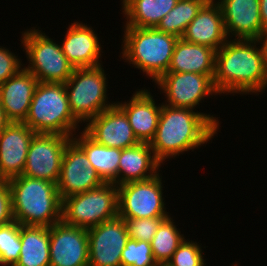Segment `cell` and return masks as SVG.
Returning <instances> with one entry per match:
<instances>
[{
  "label": "cell",
  "mask_w": 267,
  "mask_h": 266,
  "mask_svg": "<svg viewBox=\"0 0 267 266\" xmlns=\"http://www.w3.org/2000/svg\"><path fill=\"white\" fill-rule=\"evenodd\" d=\"M14 220L20 225L50 227L62 220L57 184L20 175L7 180Z\"/></svg>",
  "instance_id": "cell-3"
},
{
  "label": "cell",
  "mask_w": 267,
  "mask_h": 266,
  "mask_svg": "<svg viewBox=\"0 0 267 266\" xmlns=\"http://www.w3.org/2000/svg\"><path fill=\"white\" fill-rule=\"evenodd\" d=\"M89 266H121L129 239L124 218L117 216L87 230Z\"/></svg>",
  "instance_id": "cell-12"
},
{
  "label": "cell",
  "mask_w": 267,
  "mask_h": 266,
  "mask_svg": "<svg viewBox=\"0 0 267 266\" xmlns=\"http://www.w3.org/2000/svg\"><path fill=\"white\" fill-rule=\"evenodd\" d=\"M102 66L74 68L72 76L64 84L70 111L80 123L88 122L116 104L108 101L107 74Z\"/></svg>",
  "instance_id": "cell-6"
},
{
  "label": "cell",
  "mask_w": 267,
  "mask_h": 266,
  "mask_svg": "<svg viewBox=\"0 0 267 266\" xmlns=\"http://www.w3.org/2000/svg\"><path fill=\"white\" fill-rule=\"evenodd\" d=\"M162 175L118 186V216L121 218L170 217L163 197Z\"/></svg>",
  "instance_id": "cell-9"
},
{
  "label": "cell",
  "mask_w": 267,
  "mask_h": 266,
  "mask_svg": "<svg viewBox=\"0 0 267 266\" xmlns=\"http://www.w3.org/2000/svg\"><path fill=\"white\" fill-rule=\"evenodd\" d=\"M155 103L147 89L135 91L130 101L116 103L125 112L140 142L150 143L155 136L162 108V104Z\"/></svg>",
  "instance_id": "cell-21"
},
{
  "label": "cell",
  "mask_w": 267,
  "mask_h": 266,
  "mask_svg": "<svg viewBox=\"0 0 267 266\" xmlns=\"http://www.w3.org/2000/svg\"><path fill=\"white\" fill-rule=\"evenodd\" d=\"M157 266H170L168 264H157Z\"/></svg>",
  "instance_id": "cell-38"
},
{
  "label": "cell",
  "mask_w": 267,
  "mask_h": 266,
  "mask_svg": "<svg viewBox=\"0 0 267 266\" xmlns=\"http://www.w3.org/2000/svg\"><path fill=\"white\" fill-rule=\"evenodd\" d=\"M256 39H228L216 51L213 83L219 95L258 94L267 88L262 45Z\"/></svg>",
  "instance_id": "cell-1"
},
{
  "label": "cell",
  "mask_w": 267,
  "mask_h": 266,
  "mask_svg": "<svg viewBox=\"0 0 267 266\" xmlns=\"http://www.w3.org/2000/svg\"><path fill=\"white\" fill-rule=\"evenodd\" d=\"M23 123L36 134L76 135L80 122L70 111L64 83L38 82Z\"/></svg>",
  "instance_id": "cell-5"
},
{
  "label": "cell",
  "mask_w": 267,
  "mask_h": 266,
  "mask_svg": "<svg viewBox=\"0 0 267 266\" xmlns=\"http://www.w3.org/2000/svg\"><path fill=\"white\" fill-rule=\"evenodd\" d=\"M71 24L67 28L63 43L60 44L68 62L74 68L100 66L102 47L93 28L78 21Z\"/></svg>",
  "instance_id": "cell-18"
},
{
  "label": "cell",
  "mask_w": 267,
  "mask_h": 266,
  "mask_svg": "<svg viewBox=\"0 0 267 266\" xmlns=\"http://www.w3.org/2000/svg\"><path fill=\"white\" fill-rule=\"evenodd\" d=\"M21 250L14 266H50L49 227L20 225Z\"/></svg>",
  "instance_id": "cell-25"
},
{
  "label": "cell",
  "mask_w": 267,
  "mask_h": 266,
  "mask_svg": "<svg viewBox=\"0 0 267 266\" xmlns=\"http://www.w3.org/2000/svg\"><path fill=\"white\" fill-rule=\"evenodd\" d=\"M118 216V186H102L62 200V221L67 225L90 229Z\"/></svg>",
  "instance_id": "cell-7"
},
{
  "label": "cell",
  "mask_w": 267,
  "mask_h": 266,
  "mask_svg": "<svg viewBox=\"0 0 267 266\" xmlns=\"http://www.w3.org/2000/svg\"><path fill=\"white\" fill-rule=\"evenodd\" d=\"M215 62V49L179 38L174 47L168 72L214 75Z\"/></svg>",
  "instance_id": "cell-23"
},
{
  "label": "cell",
  "mask_w": 267,
  "mask_h": 266,
  "mask_svg": "<svg viewBox=\"0 0 267 266\" xmlns=\"http://www.w3.org/2000/svg\"><path fill=\"white\" fill-rule=\"evenodd\" d=\"M35 134L25 123L10 122L3 130L0 134V180L22 175Z\"/></svg>",
  "instance_id": "cell-16"
},
{
  "label": "cell",
  "mask_w": 267,
  "mask_h": 266,
  "mask_svg": "<svg viewBox=\"0 0 267 266\" xmlns=\"http://www.w3.org/2000/svg\"><path fill=\"white\" fill-rule=\"evenodd\" d=\"M21 44L29 61L23 66L38 82L66 83L74 67L68 62L61 46L38 29H28L22 34Z\"/></svg>",
  "instance_id": "cell-8"
},
{
  "label": "cell",
  "mask_w": 267,
  "mask_h": 266,
  "mask_svg": "<svg viewBox=\"0 0 267 266\" xmlns=\"http://www.w3.org/2000/svg\"><path fill=\"white\" fill-rule=\"evenodd\" d=\"M122 59L156 82L168 72L178 37L155 27H124Z\"/></svg>",
  "instance_id": "cell-4"
},
{
  "label": "cell",
  "mask_w": 267,
  "mask_h": 266,
  "mask_svg": "<svg viewBox=\"0 0 267 266\" xmlns=\"http://www.w3.org/2000/svg\"><path fill=\"white\" fill-rule=\"evenodd\" d=\"M37 84L38 79L24 67L0 84V104L10 122L25 121Z\"/></svg>",
  "instance_id": "cell-19"
},
{
  "label": "cell",
  "mask_w": 267,
  "mask_h": 266,
  "mask_svg": "<svg viewBox=\"0 0 267 266\" xmlns=\"http://www.w3.org/2000/svg\"><path fill=\"white\" fill-rule=\"evenodd\" d=\"M85 124L83 130L104 146L122 150L140 143L125 112L117 104L102 111Z\"/></svg>",
  "instance_id": "cell-15"
},
{
  "label": "cell",
  "mask_w": 267,
  "mask_h": 266,
  "mask_svg": "<svg viewBox=\"0 0 267 266\" xmlns=\"http://www.w3.org/2000/svg\"><path fill=\"white\" fill-rule=\"evenodd\" d=\"M178 0H122L125 27L153 28L176 5Z\"/></svg>",
  "instance_id": "cell-26"
},
{
  "label": "cell",
  "mask_w": 267,
  "mask_h": 266,
  "mask_svg": "<svg viewBox=\"0 0 267 266\" xmlns=\"http://www.w3.org/2000/svg\"><path fill=\"white\" fill-rule=\"evenodd\" d=\"M168 217L156 218H124L127 233L130 239L151 242L160 224Z\"/></svg>",
  "instance_id": "cell-31"
},
{
  "label": "cell",
  "mask_w": 267,
  "mask_h": 266,
  "mask_svg": "<svg viewBox=\"0 0 267 266\" xmlns=\"http://www.w3.org/2000/svg\"><path fill=\"white\" fill-rule=\"evenodd\" d=\"M78 135L77 137L73 135L72 140L85 152L101 180L104 183H113L118 186L121 149L97 143L84 130Z\"/></svg>",
  "instance_id": "cell-24"
},
{
  "label": "cell",
  "mask_w": 267,
  "mask_h": 266,
  "mask_svg": "<svg viewBox=\"0 0 267 266\" xmlns=\"http://www.w3.org/2000/svg\"><path fill=\"white\" fill-rule=\"evenodd\" d=\"M259 40H260V44L263 47L265 64H266V69H267V30H265V32L262 34Z\"/></svg>",
  "instance_id": "cell-37"
},
{
  "label": "cell",
  "mask_w": 267,
  "mask_h": 266,
  "mask_svg": "<svg viewBox=\"0 0 267 266\" xmlns=\"http://www.w3.org/2000/svg\"><path fill=\"white\" fill-rule=\"evenodd\" d=\"M10 121L7 119L4 109L0 104V134L8 126Z\"/></svg>",
  "instance_id": "cell-36"
},
{
  "label": "cell",
  "mask_w": 267,
  "mask_h": 266,
  "mask_svg": "<svg viewBox=\"0 0 267 266\" xmlns=\"http://www.w3.org/2000/svg\"><path fill=\"white\" fill-rule=\"evenodd\" d=\"M221 8L228 39L259 40L265 30L260 17V0H216ZM231 33V34H230Z\"/></svg>",
  "instance_id": "cell-17"
},
{
  "label": "cell",
  "mask_w": 267,
  "mask_h": 266,
  "mask_svg": "<svg viewBox=\"0 0 267 266\" xmlns=\"http://www.w3.org/2000/svg\"><path fill=\"white\" fill-rule=\"evenodd\" d=\"M213 78L214 75L167 72L155 82V85L165 93L167 101L163 104L194 110L205 97L219 94Z\"/></svg>",
  "instance_id": "cell-10"
},
{
  "label": "cell",
  "mask_w": 267,
  "mask_h": 266,
  "mask_svg": "<svg viewBox=\"0 0 267 266\" xmlns=\"http://www.w3.org/2000/svg\"><path fill=\"white\" fill-rule=\"evenodd\" d=\"M161 165L163 164L157 160L149 143L140 142L122 149L118 166V186L153 178L159 174Z\"/></svg>",
  "instance_id": "cell-22"
},
{
  "label": "cell",
  "mask_w": 267,
  "mask_h": 266,
  "mask_svg": "<svg viewBox=\"0 0 267 266\" xmlns=\"http://www.w3.org/2000/svg\"><path fill=\"white\" fill-rule=\"evenodd\" d=\"M182 38L191 43L208 46L216 51L228 40L223 15L215 0H208L187 26Z\"/></svg>",
  "instance_id": "cell-20"
},
{
  "label": "cell",
  "mask_w": 267,
  "mask_h": 266,
  "mask_svg": "<svg viewBox=\"0 0 267 266\" xmlns=\"http://www.w3.org/2000/svg\"><path fill=\"white\" fill-rule=\"evenodd\" d=\"M21 250L20 224L12 221L0 226V265L14 266Z\"/></svg>",
  "instance_id": "cell-29"
},
{
  "label": "cell",
  "mask_w": 267,
  "mask_h": 266,
  "mask_svg": "<svg viewBox=\"0 0 267 266\" xmlns=\"http://www.w3.org/2000/svg\"><path fill=\"white\" fill-rule=\"evenodd\" d=\"M6 47L0 46V84L4 83L14 74H16L22 67L21 58L15 56Z\"/></svg>",
  "instance_id": "cell-33"
},
{
  "label": "cell",
  "mask_w": 267,
  "mask_h": 266,
  "mask_svg": "<svg viewBox=\"0 0 267 266\" xmlns=\"http://www.w3.org/2000/svg\"><path fill=\"white\" fill-rule=\"evenodd\" d=\"M219 124L218 117L213 115L162 103L158 127L149 144L162 164L168 158L208 143L217 134Z\"/></svg>",
  "instance_id": "cell-2"
},
{
  "label": "cell",
  "mask_w": 267,
  "mask_h": 266,
  "mask_svg": "<svg viewBox=\"0 0 267 266\" xmlns=\"http://www.w3.org/2000/svg\"><path fill=\"white\" fill-rule=\"evenodd\" d=\"M259 8L262 28L267 30V0H260Z\"/></svg>",
  "instance_id": "cell-35"
},
{
  "label": "cell",
  "mask_w": 267,
  "mask_h": 266,
  "mask_svg": "<svg viewBox=\"0 0 267 266\" xmlns=\"http://www.w3.org/2000/svg\"><path fill=\"white\" fill-rule=\"evenodd\" d=\"M207 1L178 0L175 7L161 19L155 28L161 32L182 38L187 26Z\"/></svg>",
  "instance_id": "cell-27"
},
{
  "label": "cell",
  "mask_w": 267,
  "mask_h": 266,
  "mask_svg": "<svg viewBox=\"0 0 267 266\" xmlns=\"http://www.w3.org/2000/svg\"><path fill=\"white\" fill-rule=\"evenodd\" d=\"M50 266H89L88 232L62 220L49 227Z\"/></svg>",
  "instance_id": "cell-14"
},
{
  "label": "cell",
  "mask_w": 267,
  "mask_h": 266,
  "mask_svg": "<svg viewBox=\"0 0 267 266\" xmlns=\"http://www.w3.org/2000/svg\"><path fill=\"white\" fill-rule=\"evenodd\" d=\"M14 221L11 190L7 181L0 180V226Z\"/></svg>",
  "instance_id": "cell-34"
},
{
  "label": "cell",
  "mask_w": 267,
  "mask_h": 266,
  "mask_svg": "<svg viewBox=\"0 0 267 266\" xmlns=\"http://www.w3.org/2000/svg\"><path fill=\"white\" fill-rule=\"evenodd\" d=\"M72 137L57 134H35L30 141L22 175L58 182L64 149Z\"/></svg>",
  "instance_id": "cell-11"
},
{
  "label": "cell",
  "mask_w": 267,
  "mask_h": 266,
  "mask_svg": "<svg viewBox=\"0 0 267 266\" xmlns=\"http://www.w3.org/2000/svg\"><path fill=\"white\" fill-rule=\"evenodd\" d=\"M121 266H157L150 243L129 238L122 251Z\"/></svg>",
  "instance_id": "cell-30"
},
{
  "label": "cell",
  "mask_w": 267,
  "mask_h": 266,
  "mask_svg": "<svg viewBox=\"0 0 267 266\" xmlns=\"http://www.w3.org/2000/svg\"><path fill=\"white\" fill-rule=\"evenodd\" d=\"M201 249L198 243L184 239L167 264L170 266H205Z\"/></svg>",
  "instance_id": "cell-32"
},
{
  "label": "cell",
  "mask_w": 267,
  "mask_h": 266,
  "mask_svg": "<svg viewBox=\"0 0 267 266\" xmlns=\"http://www.w3.org/2000/svg\"><path fill=\"white\" fill-rule=\"evenodd\" d=\"M177 226L171 216L166 218L160 224L150 242L154 260L157 264H167L177 247L184 241L185 237Z\"/></svg>",
  "instance_id": "cell-28"
},
{
  "label": "cell",
  "mask_w": 267,
  "mask_h": 266,
  "mask_svg": "<svg viewBox=\"0 0 267 266\" xmlns=\"http://www.w3.org/2000/svg\"><path fill=\"white\" fill-rule=\"evenodd\" d=\"M103 184L85 152L71 140L64 149L57 182L60 198L63 200L68 196L96 189Z\"/></svg>",
  "instance_id": "cell-13"
}]
</instances>
